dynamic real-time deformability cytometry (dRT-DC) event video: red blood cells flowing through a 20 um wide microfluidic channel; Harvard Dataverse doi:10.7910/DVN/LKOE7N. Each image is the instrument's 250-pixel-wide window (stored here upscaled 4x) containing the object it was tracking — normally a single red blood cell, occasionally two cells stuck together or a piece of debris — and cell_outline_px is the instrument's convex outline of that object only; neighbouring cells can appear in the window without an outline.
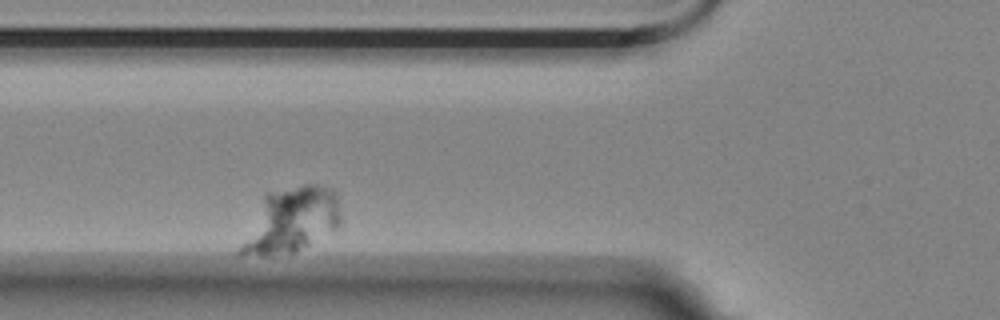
{"species": "Egyptian fruit bat (a non-hibernating species)", "species_latin": "Rousettus aegyptiacus", "temperature_condition": "room temperature", "stored_images_in_passage": 36, "camera_frame_rate_fps": 3000, "um_per_image_px": 0.085, "animal": {"sex": "female"}, "frame": {"image": 1, "passage_image": 6, "time_ms": 1.667, "image_size_px": [1000, 320], "cell_outline_px": [[340, 224], [336, 228], [296, 252], [272, 256], [240, 256], [236, 252], [264, 196], [268, 192], [304, 184], [316, 184], [332, 188], [336, 192], [340, 212]], "centroid_in_image_um": [24.73, 18.74], "position_along_channel_um": 101.1, "area_um2": 37.86}}